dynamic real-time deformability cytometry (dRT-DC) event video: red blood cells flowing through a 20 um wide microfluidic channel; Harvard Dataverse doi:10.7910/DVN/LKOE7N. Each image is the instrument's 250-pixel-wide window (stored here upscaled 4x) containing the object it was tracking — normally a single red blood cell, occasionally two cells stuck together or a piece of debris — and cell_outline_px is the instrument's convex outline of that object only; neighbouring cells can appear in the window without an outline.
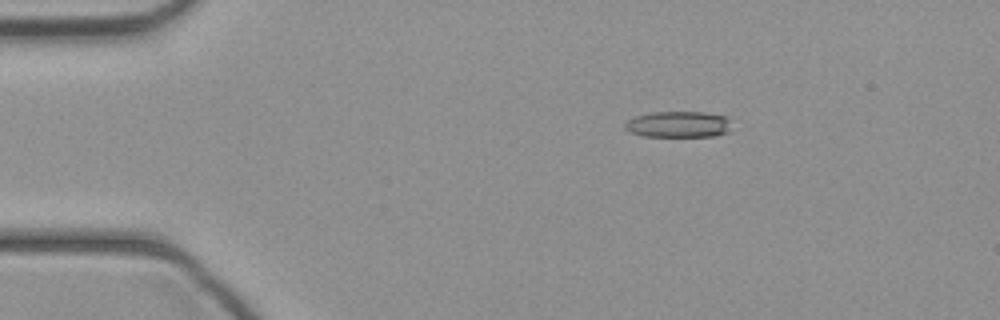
{"species": "common noctule bat (a hibernating species)", "species_latin": "Nyctalus noctula", "temperature_condition": "cold", "stored_images_in_passage": 38, "camera_frame_rate_fps": 3000, "um_per_image_px": 0.085, "animal": {"sex": "female", "body_mass_g": 21.9}, "frame": {"image": 1, "passage_image": 1, "time_ms": 0.0, "image_size_px": [1000, 320], "cell_outline_px": [[728, 132], [716, 136], [644, 136], [628, 132], [624, 128], [624, 124], [628, 120], [636, 116], [652, 112], [704, 112], [728, 116]], "centroid_in_image_um": [57.63, 10.57], "position_along_channel_um": 27.4, "area_um2": 16.24}}
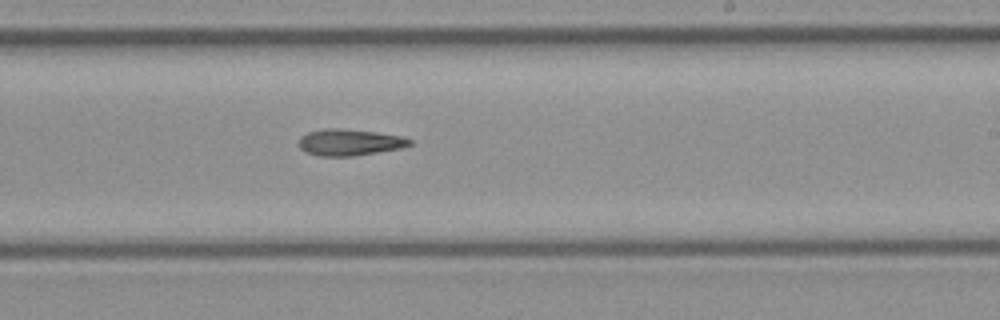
{"frame": {"image": 2, "passage_image": 20, "time_ms": 6.333, "image_size_px": [1000, 320], "cell_outline_px": [[412, 144], [400, 148], [352, 156], [320, 156], [304, 152], [300, 148], [300, 136], [308, 132], [324, 128], [340, 128], [376, 132], [400, 136], [412, 140]], "centroid_in_image_um": [29.68, 12.09], "position_along_channel_um": 259.3, "area_um2": 16.99}}
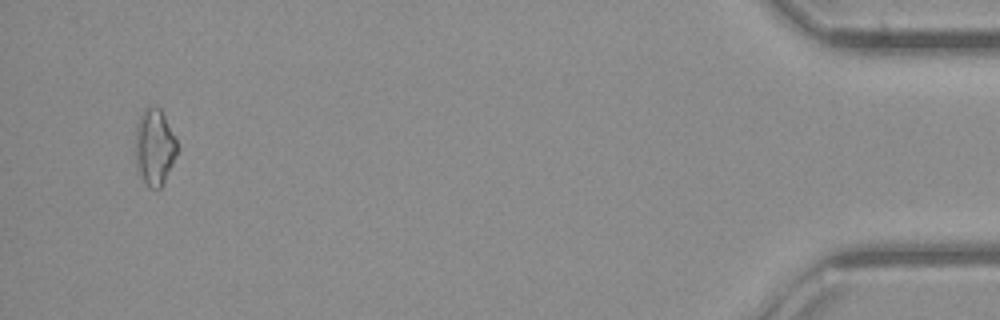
{"frame": {"image": 3, "passage_image": 36, "time_ms": 11.667, "image_size_px": [1000, 320], "cell_outline_px": [[180, 148], [160, 188], [148, 188], [144, 184], [136, 168], [136, 124], [144, 108], [160, 108]], "centroid_in_image_um": [13.13, 12.54], "position_along_channel_um": 422.1, "area_um2": 18.44}}